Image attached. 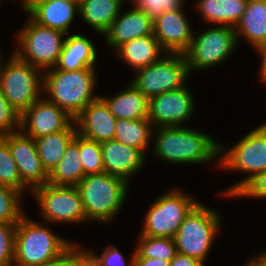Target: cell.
Wrapping results in <instances>:
<instances>
[{
	"mask_svg": "<svg viewBox=\"0 0 266 266\" xmlns=\"http://www.w3.org/2000/svg\"><path fill=\"white\" fill-rule=\"evenodd\" d=\"M116 121L117 119L101 96L89 103L74 118L77 133L98 143L115 138Z\"/></svg>",
	"mask_w": 266,
	"mask_h": 266,
	"instance_id": "obj_17",
	"label": "cell"
},
{
	"mask_svg": "<svg viewBox=\"0 0 266 266\" xmlns=\"http://www.w3.org/2000/svg\"><path fill=\"white\" fill-rule=\"evenodd\" d=\"M39 203L45 223H84L87 221L83 202L76 186L46 183L32 191Z\"/></svg>",
	"mask_w": 266,
	"mask_h": 266,
	"instance_id": "obj_12",
	"label": "cell"
},
{
	"mask_svg": "<svg viewBox=\"0 0 266 266\" xmlns=\"http://www.w3.org/2000/svg\"><path fill=\"white\" fill-rule=\"evenodd\" d=\"M153 128L148 119H118L114 139L127 146L137 148L147 155L145 152L149 147V141L153 137L151 134Z\"/></svg>",
	"mask_w": 266,
	"mask_h": 266,
	"instance_id": "obj_29",
	"label": "cell"
},
{
	"mask_svg": "<svg viewBox=\"0 0 266 266\" xmlns=\"http://www.w3.org/2000/svg\"><path fill=\"white\" fill-rule=\"evenodd\" d=\"M103 35L106 44L116 50L125 42L153 35V19L135 7L124 14L120 11Z\"/></svg>",
	"mask_w": 266,
	"mask_h": 266,
	"instance_id": "obj_19",
	"label": "cell"
},
{
	"mask_svg": "<svg viewBox=\"0 0 266 266\" xmlns=\"http://www.w3.org/2000/svg\"><path fill=\"white\" fill-rule=\"evenodd\" d=\"M0 61V87L10 105L20 114L43 95V71L20 60L14 53Z\"/></svg>",
	"mask_w": 266,
	"mask_h": 266,
	"instance_id": "obj_6",
	"label": "cell"
},
{
	"mask_svg": "<svg viewBox=\"0 0 266 266\" xmlns=\"http://www.w3.org/2000/svg\"><path fill=\"white\" fill-rule=\"evenodd\" d=\"M95 68L62 71L55 67L43 71L45 98L75 118L89 103L100 95H93L97 76Z\"/></svg>",
	"mask_w": 266,
	"mask_h": 266,
	"instance_id": "obj_3",
	"label": "cell"
},
{
	"mask_svg": "<svg viewBox=\"0 0 266 266\" xmlns=\"http://www.w3.org/2000/svg\"><path fill=\"white\" fill-rule=\"evenodd\" d=\"M121 6L120 0H81L78 14L97 33L103 35L120 14Z\"/></svg>",
	"mask_w": 266,
	"mask_h": 266,
	"instance_id": "obj_28",
	"label": "cell"
},
{
	"mask_svg": "<svg viewBox=\"0 0 266 266\" xmlns=\"http://www.w3.org/2000/svg\"><path fill=\"white\" fill-rule=\"evenodd\" d=\"M184 2L185 0H137L134 7L154 20L166 11L179 9Z\"/></svg>",
	"mask_w": 266,
	"mask_h": 266,
	"instance_id": "obj_36",
	"label": "cell"
},
{
	"mask_svg": "<svg viewBox=\"0 0 266 266\" xmlns=\"http://www.w3.org/2000/svg\"><path fill=\"white\" fill-rule=\"evenodd\" d=\"M73 122L74 118L65 110L40 98L21 114L20 130L25 135L37 139L66 130Z\"/></svg>",
	"mask_w": 266,
	"mask_h": 266,
	"instance_id": "obj_15",
	"label": "cell"
},
{
	"mask_svg": "<svg viewBox=\"0 0 266 266\" xmlns=\"http://www.w3.org/2000/svg\"><path fill=\"white\" fill-rule=\"evenodd\" d=\"M259 266H266V251L253 259Z\"/></svg>",
	"mask_w": 266,
	"mask_h": 266,
	"instance_id": "obj_43",
	"label": "cell"
},
{
	"mask_svg": "<svg viewBox=\"0 0 266 266\" xmlns=\"http://www.w3.org/2000/svg\"><path fill=\"white\" fill-rule=\"evenodd\" d=\"M20 116L7 101L0 87V136L19 131Z\"/></svg>",
	"mask_w": 266,
	"mask_h": 266,
	"instance_id": "obj_35",
	"label": "cell"
},
{
	"mask_svg": "<svg viewBox=\"0 0 266 266\" xmlns=\"http://www.w3.org/2000/svg\"><path fill=\"white\" fill-rule=\"evenodd\" d=\"M97 50L86 36L72 34L65 37L63 49L55 66L62 71H76L83 68H95Z\"/></svg>",
	"mask_w": 266,
	"mask_h": 266,
	"instance_id": "obj_21",
	"label": "cell"
},
{
	"mask_svg": "<svg viewBox=\"0 0 266 266\" xmlns=\"http://www.w3.org/2000/svg\"><path fill=\"white\" fill-rule=\"evenodd\" d=\"M101 98L117 120L148 119L149 99L131 82L114 97Z\"/></svg>",
	"mask_w": 266,
	"mask_h": 266,
	"instance_id": "obj_22",
	"label": "cell"
},
{
	"mask_svg": "<svg viewBox=\"0 0 266 266\" xmlns=\"http://www.w3.org/2000/svg\"><path fill=\"white\" fill-rule=\"evenodd\" d=\"M195 36L194 34L192 43L183 53L190 74L194 70H206L223 63L239 44L235 27L218 25Z\"/></svg>",
	"mask_w": 266,
	"mask_h": 266,
	"instance_id": "obj_11",
	"label": "cell"
},
{
	"mask_svg": "<svg viewBox=\"0 0 266 266\" xmlns=\"http://www.w3.org/2000/svg\"><path fill=\"white\" fill-rule=\"evenodd\" d=\"M255 50L259 52L262 60L260 65L261 68H259L260 79L266 83V43L257 47Z\"/></svg>",
	"mask_w": 266,
	"mask_h": 266,
	"instance_id": "obj_42",
	"label": "cell"
},
{
	"mask_svg": "<svg viewBox=\"0 0 266 266\" xmlns=\"http://www.w3.org/2000/svg\"><path fill=\"white\" fill-rule=\"evenodd\" d=\"M2 58H3V56H2V54H1V50H0V61H1Z\"/></svg>",
	"mask_w": 266,
	"mask_h": 266,
	"instance_id": "obj_48",
	"label": "cell"
},
{
	"mask_svg": "<svg viewBox=\"0 0 266 266\" xmlns=\"http://www.w3.org/2000/svg\"><path fill=\"white\" fill-rule=\"evenodd\" d=\"M128 266H170V261L155 258H142L134 250Z\"/></svg>",
	"mask_w": 266,
	"mask_h": 266,
	"instance_id": "obj_40",
	"label": "cell"
},
{
	"mask_svg": "<svg viewBox=\"0 0 266 266\" xmlns=\"http://www.w3.org/2000/svg\"><path fill=\"white\" fill-rule=\"evenodd\" d=\"M128 183L109 173L88 174L76 186L84 206L87 221L109 223L124 205Z\"/></svg>",
	"mask_w": 266,
	"mask_h": 266,
	"instance_id": "obj_4",
	"label": "cell"
},
{
	"mask_svg": "<svg viewBox=\"0 0 266 266\" xmlns=\"http://www.w3.org/2000/svg\"><path fill=\"white\" fill-rule=\"evenodd\" d=\"M86 175L80 159L79 134L66 148L65 154L61 161L49 173V184L56 186H77Z\"/></svg>",
	"mask_w": 266,
	"mask_h": 266,
	"instance_id": "obj_26",
	"label": "cell"
},
{
	"mask_svg": "<svg viewBox=\"0 0 266 266\" xmlns=\"http://www.w3.org/2000/svg\"><path fill=\"white\" fill-rule=\"evenodd\" d=\"M204 264L198 259L180 253H176L170 261V266H205Z\"/></svg>",
	"mask_w": 266,
	"mask_h": 266,
	"instance_id": "obj_41",
	"label": "cell"
},
{
	"mask_svg": "<svg viewBox=\"0 0 266 266\" xmlns=\"http://www.w3.org/2000/svg\"><path fill=\"white\" fill-rule=\"evenodd\" d=\"M76 134V125L73 122L66 130L34 139L39 158L48 173L61 161Z\"/></svg>",
	"mask_w": 266,
	"mask_h": 266,
	"instance_id": "obj_27",
	"label": "cell"
},
{
	"mask_svg": "<svg viewBox=\"0 0 266 266\" xmlns=\"http://www.w3.org/2000/svg\"><path fill=\"white\" fill-rule=\"evenodd\" d=\"M77 245L67 256L56 261V266H92L83 249Z\"/></svg>",
	"mask_w": 266,
	"mask_h": 266,
	"instance_id": "obj_39",
	"label": "cell"
},
{
	"mask_svg": "<svg viewBox=\"0 0 266 266\" xmlns=\"http://www.w3.org/2000/svg\"><path fill=\"white\" fill-rule=\"evenodd\" d=\"M132 1V0H131ZM137 0H133L132 3H136ZM121 3H123V0H120Z\"/></svg>",
	"mask_w": 266,
	"mask_h": 266,
	"instance_id": "obj_47",
	"label": "cell"
},
{
	"mask_svg": "<svg viewBox=\"0 0 266 266\" xmlns=\"http://www.w3.org/2000/svg\"><path fill=\"white\" fill-rule=\"evenodd\" d=\"M9 146L17 164L21 182L33 191L48 182L49 173L44 168L35 144V140L21 130L1 136Z\"/></svg>",
	"mask_w": 266,
	"mask_h": 266,
	"instance_id": "obj_14",
	"label": "cell"
},
{
	"mask_svg": "<svg viewBox=\"0 0 266 266\" xmlns=\"http://www.w3.org/2000/svg\"><path fill=\"white\" fill-rule=\"evenodd\" d=\"M23 194L18 190L0 185V222L17 224L24 215L20 203Z\"/></svg>",
	"mask_w": 266,
	"mask_h": 266,
	"instance_id": "obj_32",
	"label": "cell"
},
{
	"mask_svg": "<svg viewBox=\"0 0 266 266\" xmlns=\"http://www.w3.org/2000/svg\"><path fill=\"white\" fill-rule=\"evenodd\" d=\"M183 8L184 4L153 20V35L166 53H184L192 43L194 32Z\"/></svg>",
	"mask_w": 266,
	"mask_h": 266,
	"instance_id": "obj_16",
	"label": "cell"
},
{
	"mask_svg": "<svg viewBox=\"0 0 266 266\" xmlns=\"http://www.w3.org/2000/svg\"><path fill=\"white\" fill-rule=\"evenodd\" d=\"M0 185L12 187L23 195L27 187L21 182L17 164L15 163L8 143L0 136Z\"/></svg>",
	"mask_w": 266,
	"mask_h": 266,
	"instance_id": "obj_31",
	"label": "cell"
},
{
	"mask_svg": "<svg viewBox=\"0 0 266 266\" xmlns=\"http://www.w3.org/2000/svg\"><path fill=\"white\" fill-rule=\"evenodd\" d=\"M135 73L131 83L148 99L185 86L190 77L183 53H166L165 56L163 54L157 62Z\"/></svg>",
	"mask_w": 266,
	"mask_h": 266,
	"instance_id": "obj_10",
	"label": "cell"
},
{
	"mask_svg": "<svg viewBox=\"0 0 266 266\" xmlns=\"http://www.w3.org/2000/svg\"><path fill=\"white\" fill-rule=\"evenodd\" d=\"M23 11L36 23L62 31L68 35L76 14L79 13V4L64 1L50 2H22Z\"/></svg>",
	"mask_w": 266,
	"mask_h": 266,
	"instance_id": "obj_20",
	"label": "cell"
},
{
	"mask_svg": "<svg viewBox=\"0 0 266 266\" xmlns=\"http://www.w3.org/2000/svg\"><path fill=\"white\" fill-rule=\"evenodd\" d=\"M26 23L15 36L18 47L13 50L14 54L42 71L55 67L67 34L41 26L29 17Z\"/></svg>",
	"mask_w": 266,
	"mask_h": 266,
	"instance_id": "obj_7",
	"label": "cell"
},
{
	"mask_svg": "<svg viewBox=\"0 0 266 266\" xmlns=\"http://www.w3.org/2000/svg\"><path fill=\"white\" fill-rule=\"evenodd\" d=\"M218 214L216 210L199 202L185 217L174 237L177 253L204 263L219 232Z\"/></svg>",
	"mask_w": 266,
	"mask_h": 266,
	"instance_id": "obj_8",
	"label": "cell"
},
{
	"mask_svg": "<svg viewBox=\"0 0 266 266\" xmlns=\"http://www.w3.org/2000/svg\"><path fill=\"white\" fill-rule=\"evenodd\" d=\"M153 154L172 164L209 163L219 157V144L210 135L186 126L154 128Z\"/></svg>",
	"mask_w": 266,
	"mask_h": 266,
	"instance_id": "obj_2",
	"label": "cell"
},
{
	"mask_svg": "<svg viewBox=\"0 0 266 266\" xmlns=\"http://www.w3.org/2000/svg\"><path fill=\"white\" fill-rule=\"evenodd\" d=\"M84 252L89 257L92 266H126L128 263L124 255L114 245L106 247L100 256L95 255L96 253L91 249L84 250Z\"/></svg>",
	"mask_w": 266,
	"mask_h": 266,
	"instance_id": "obj_38",
	"label": "cell"
},
{
	"mask_svg": "<svg viewBox=\"0 0 266 266\" xmlns=\"http://www.w3.org/2000/svg\"><path fill=\"white\" fill-rule=\"evenodd\" d=\"M194 102L187 86L158 94L149 99L148 120L154 128L184 126L193 114Z\"/></svg>",
	"mask_w": 266,
	"mask_h": 266,
	"instance_id": "obj_13",
	"label": "cell"
},
{
	"mask_svg": "<svg viewBox=\"0 0 266 266\" xmlns=\"http://www.w3.org/2000/svg\"><path fill=\"white\" fill-rule=\"evenodd\" d=\"M115 52L125 64L136 71L157 62L166 53L154 35L125 42Z\"/></svg>",
	"mask_w": 266,
	"mask_h": 266,
	"instance_id": "obj_23",
	"label": "cell"
},
{
	"mask_svg": "<svg viewBox=\"0 0 266 266\" xmlns=\"http://www.w3.org/2000/svg\"><path fill=\"white\" fill-rule=\"evenodd\" d=\"M80 159L85 175L104 172L102 148L100 143L79 134Z\"/></svg>",
	"mask_w": 266,
	"mask_h": 266,
	"instance_id": "obj_33",
	"label": "cell"
},
{
	"mask_svg": "<svg viewBox=\"0 0 266 266\" xmlns=\"http://www.w3.org/2000/svg\"><path fill=\"white\" fill-rule=\"evenodd\" d=\"M16 225L0 222V266H13Z\"/></svg>",
	"mask_w": 266,
	"mask_h": 266,
	"instance_id": "obj_34",
	"label": "cell"
},
{
	"mask_svg": "<svg viewBox=\"0 0 266 266\" xmlns=\"http://www.w3.org/2000/svg\"><path fill=\"white\" fill-rule=\"evenodd\" d=\"M244 266H259L253 259L248 261Z\"/></svg>",
	"mask_w": 266,
	"mask_h": 266,
	"instance_id": "obj_45",
	"label": "cell"
},
{
	"mask_svg": "<svg viewBox=\"0 0 266 266\" xmlns=\"http://www.w3.org/2000/svg\"><path fill=\"white\" fill-rule=\"evenodd\" d=\"M228 146L225 148L223 144H219L218 167L250 173L244 180L233 184L223 192L224 195L232 197L249 178L266 170V123L251 130L237 144Z\"/></svg>",
	"mask_w": 266,
	"mask_h": 266,
	"instance_id": "obj_5",
	"label": "cell"
},
{
	"mask_svg": "<svg viewBox=\"0 0 266 266\" xmlns=\"http://www.w3.org/2000/svg\"><path fill=\"white\" fill-rule=\"evenodd\" d=\"M235 33L238 41L244 36L255 49L266 43V0H248Z\"/></svg>",
	"mask_w": 266,
	"mask_h": 266,
	"instance_id": "obj_24",
	"label": "cell"
},
{
	"mask_svg": "<svg viewBox=\"0 0 266 266\" xmlns=\"http://www.w3.org/2000/svg\"><path fill=\"white\" fill-rule=\"evenodd\" d=\"M55 0H23L21 2H50ZM56 1H64L68 3L80 4L81 0H56Z\"/></svg>",
	"mask_w": 266,
	"mask_h": 266,
	"instance_id": "obj_44",
	"label": "cell"
},
{
	"mask_svg": "<svg viewBox=\"0 0 266 266\" xmlns=\"http://www.w3.org/2000/svg\"><path fill=\"white\" fill-rule=\"evenodd\" d=\"M104 172L117 176L129 184L132 175L139 172L145 162V154L115 139L100 143Z\"/></svg>",
	"mask_w": 266,
	"mask_h": 266,
	"instance_id": "obj_18",
	"label": "cell"
},
{
	"mask_svg": "<svg viewBox=\"0 0 266 266\" xmlns=\"http://www.w3.org/2000/svg\"><path fill=\"white\" fill-rule=\"evenodd\" d=\"M36 220L23 215L16 225L13 266H42L61 260L78 244L54 234Z\"/></svg>",
	"mask_w": 266,
	"mask_h": 266,
	"instance_id": "obj_1",
	"label": "cell"
},
{
	"mask_svg": "<svg viewBox=\"0 0 266 266\" xmlns=\"http://www.w3.org/2000/svg\"><path fill=\"white\" fill-rule=\"evenodd\" d=\"M138 236L139 243L135 248V252L142 258H158L171 261L177 253L173 238Z\"/></svg>",
	"mask_w": 266,
	"mask_h": 266,
	"instance_id": "obj_30",
	"label": "cell"
},
{
	"mask_svg": "<svg viewBox=\"0 0 266 266\" xmlns=\"http://www.w3.org/2000/svg\"><path fill=\"white\" fill-rule=\"evenodd\" d=\"M253 197L266 199V170L249 178L233 195V197Z\"/></svg>",
	"mask_w": 266,
	"mask_h": 266,
	"instance_id": "obj_37",
	"label": "cell"
},
{
	"mask_svg": "<svg viewBox=\"0 0 266 266\" xmlns=\"http://www.w3.org/2000/svg\"><path fill=\"white\" fill-rule=\"evenodd\" d=\"M42 266H56V262H53V263H50V264H47V265H42Z\"/></svg>",
	"mask_w": 266,
	"mask_h": 266,
	"instance_id": "obj_46",
	"label": "cell"
},
{
	"mask_svg": "<svg viewBox=\"0 0 266 266\" xmlns=\"http://www.w3.org/2000/svg\"><path fill=\"white\" fill-rule=\"evenodd\" d=\"M247 2L248 0H198L194 7L210 25L235 27L245 12Z\"/></svg>",
	"mask_w": 266,
	"mask_h": 266,
	"instance_id": "obj_25",
	"label": "cell"
},
{
	"mask_svg": "<svg viewBox=\"0 0 266 266\" xmlns=\"http://www.w3.org/2000/svg\"><path fill=\"white\" fill-rule=\"evenodd\" d=\"M198 203L177 188L166 192L149 206L139 235L174 239L185 217Z\"/></svg>",
	"mask_w": 266,
	"mask_h": 266,
	"instance_id": "obj_9",
	"label": "cell"
}]
</instances>
